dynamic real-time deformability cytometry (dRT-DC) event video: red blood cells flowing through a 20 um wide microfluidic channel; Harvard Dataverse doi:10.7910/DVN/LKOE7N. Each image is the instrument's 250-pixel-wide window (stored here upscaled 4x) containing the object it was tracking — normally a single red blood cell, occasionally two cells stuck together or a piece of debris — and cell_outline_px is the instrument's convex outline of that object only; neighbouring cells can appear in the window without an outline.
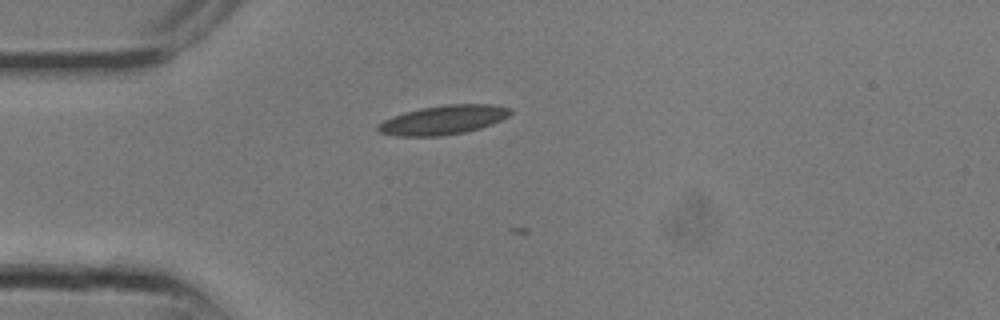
{"species": "common noctule bat (a hibernating species)", "species_latin": "Nyctalus noctula", "temperature_condition": "room temperature", "stored_images_in_passage": 9, "camera_frame_rate_fps": 3000, "um_per_image_px": 0.085, "animal": {"sex": "male", "body_mass_g": 13.3}, "frame": {"image": 1, "passage_image": 1, "time_ms": 0.0, "image_size_px": [1000, 320], "cell_outline_px": [[512, 112], [508, 116], [492, 124], [480, 128], [464, 132], [440, 136], [396, 136], [380, 132], [376, 128], [384, 120], [392, 116], [404, 112], [420, 108], [448, 104], [492, 104], [512, 108]], "centroid_in_image_um": [37.7, 10.18], "position_along_channel_um": 47.3, "area_um2": 22.43}}
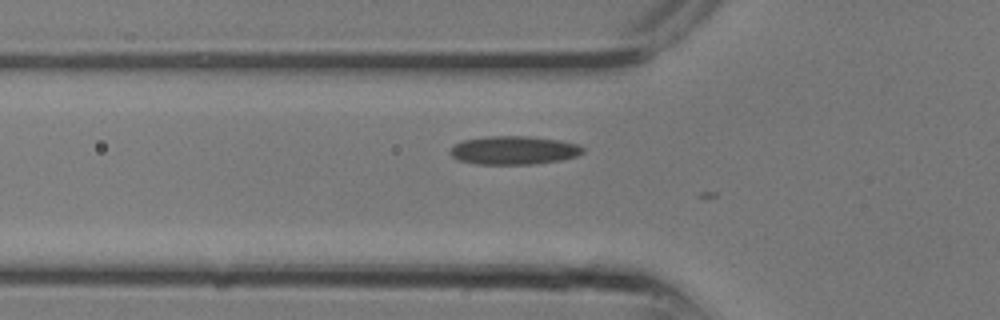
{"frame": {"image": 2, "passage_image": 3, "time_ms": 0.667, "image_size_px": [1000, 320], "cell_outline_px": [[584, 152], [576, 156], [560, 160], [536, 164], [476, 164], [456, 160], [448, 152], [456, 144], [464, 140], [488, 136], [528, 136], [560, 140], [576, 144], [584, 148]], "centroid_in_image_um": [43.66, 12.78], "position_along_channel_um": 82.1, "area_um2": 22.02}}
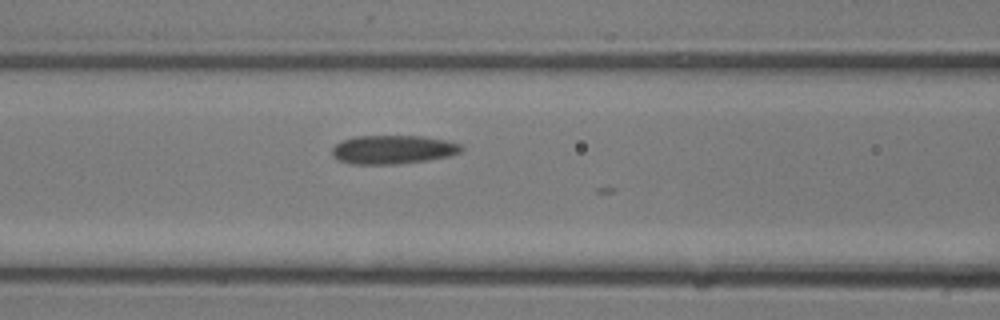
{"frame": {"image": 3, "passage_image": 5, "time_ms": 1.333, "image_size_px": [1000, 320], "cell_outline_px": [[464, 148], [460, 152], [448, 156], [428, 160], [400, 164], [348, 164], [336, 160], [332, 156], [332, 148], [336, 144], [344, 140], [356, 136], [424, 136], [444, 140], [460, 144]], "centroid_in_image_um": [33.37, 12.72], "position_along_channel_um": 133.2, "area_um2": 21.73}}